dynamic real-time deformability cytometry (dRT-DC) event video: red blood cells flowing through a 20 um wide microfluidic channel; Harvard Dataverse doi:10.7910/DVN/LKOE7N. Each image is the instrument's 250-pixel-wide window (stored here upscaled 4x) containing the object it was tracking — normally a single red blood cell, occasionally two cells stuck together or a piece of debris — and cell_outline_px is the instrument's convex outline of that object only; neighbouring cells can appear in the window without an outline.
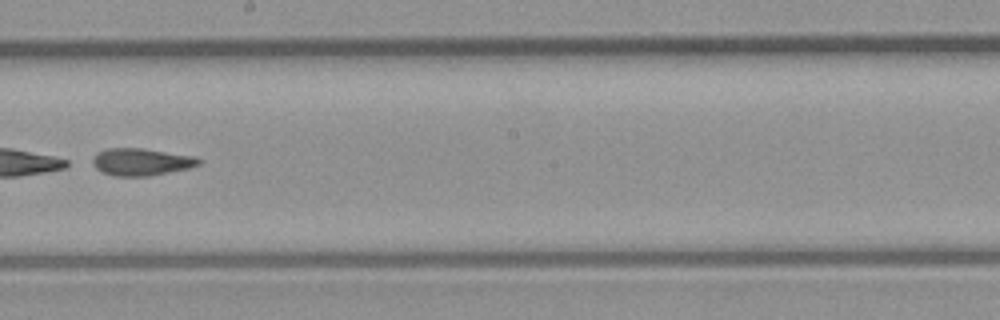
{"species": "common noctule bat (a hibernating species)", "species_latin": "Nyctalus noctula", "temperature_condition": "room temperature", "stored_images_in_passage": 48, "camera_frame_rate_fps": 3000, "um_per_image_px": 0.085, "animal": {"sex": "male", "body_mass_g": 23.1, "forearm_length_mm": 52.7}, "frame": {"image": 1, "passage_image": 28, "time_ms": 9.0, "image_size_px": [1000, 320], "cell_outline_px": [[200, 164], [188, 168], [148, 176], [112, 176], [100, 172], [92, 164], [92, 160], [96, 152], [108, 148], [144, 148], [192, 156], [200, 160]], "centroid_in_image_um": [11.93, 13.76], "position_along_channel_um": 236.3, "area_um2": 16.82}, "authors_computed_cell_mechanics": {"area_um2": 29.6803, "velocity_mm_per_s": 4.3341, "shape_relaxation_time_tau1_ms": 0.2896, "shape_relaxation_time_tau2_ms": 3.9724, "deformation_change_tau1": 0.2582, "deformation_change_tau2": 0.1487}}